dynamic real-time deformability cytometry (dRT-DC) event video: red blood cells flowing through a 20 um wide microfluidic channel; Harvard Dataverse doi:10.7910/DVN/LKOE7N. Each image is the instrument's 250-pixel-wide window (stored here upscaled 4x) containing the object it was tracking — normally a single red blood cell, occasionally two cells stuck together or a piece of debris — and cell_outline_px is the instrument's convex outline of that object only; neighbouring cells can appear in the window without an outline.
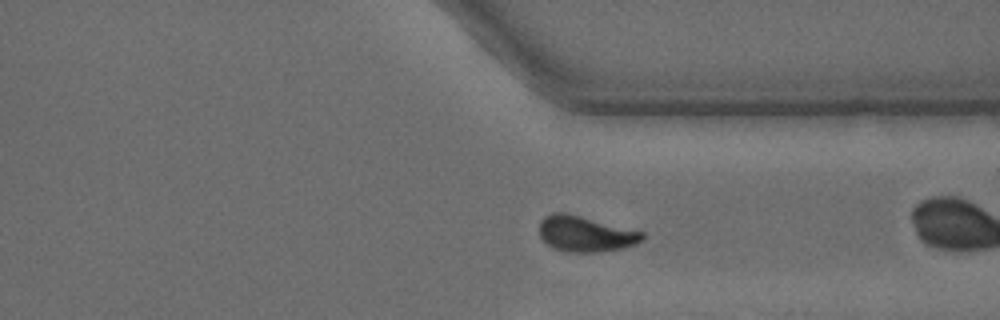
{"species": "common noctule bat (a hibernating species)", "species_latin": "Nyctalus noctula", "temperature_condition": "warm", "stored_images_in_passage": 38, "camera_frame_rate_fps": 3000, "um_per_image_px": 0.085, "animal": {"sex": "male", "body_mass_g": 15.6}, "frame": {"image": 1, "passage_image": 33, "time_ms": 10.667, "image_size_px": [1000, 320], "cell_outline_px": [[644, 240], [636, 244], [624, 248], [596, 252], [568, 252], [552, 248], [540, 236], [540, 220], [544, 216], [552, 212], [568, 212], [644, 232]], "centroid_in_image_um": [49.77, 19.86], "position_along_channel_um": 361.6, "area_um2": 21.68}, "authors_computed_cell_mechanics": {"area_um2": 22.7154, "velocity_mm_per_s": 4.3291, "shape_relaxation_time_tau1_ms": 2.9053, "shape_relaxation_time_tau2_ms": 2.9679, "deformation_change_tau1": 0.1327, "deformation_change_tau2": 0.0819}}